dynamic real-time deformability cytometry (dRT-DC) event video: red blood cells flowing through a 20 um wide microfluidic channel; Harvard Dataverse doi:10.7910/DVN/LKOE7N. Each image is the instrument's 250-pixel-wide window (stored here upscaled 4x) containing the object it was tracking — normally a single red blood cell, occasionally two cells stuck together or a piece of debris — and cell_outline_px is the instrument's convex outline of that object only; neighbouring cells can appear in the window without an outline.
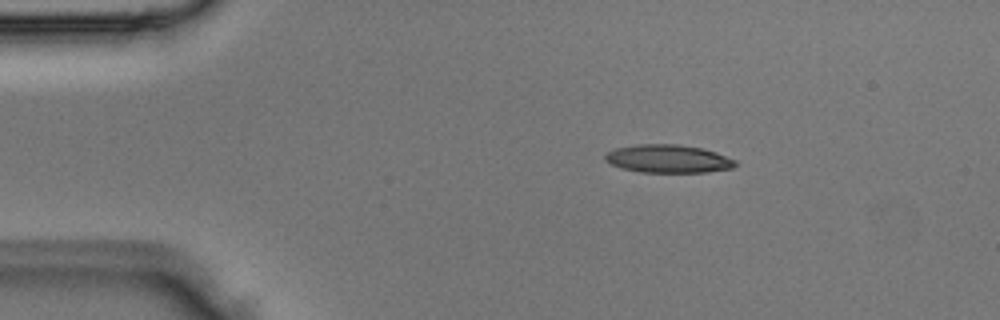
{"species": "Egyptian fruit bat (a non-hibernating species)", "species_latin": "Rousettus aegyptiacus", "temperature_condition": "room temperature", "stored_images_in_passage": 3, "segment_of_instrument_passage": [1, 2], "camera_frame_rate_fps": 3000, "um_per_image_px": 0.085, "animal": {"sex": "male"}, "frame": {"image": 1, "passage_image": 1, "time_ms": 0.0, "image_size_px": [1000, 320], "cell_outline_px": [[736, 164], [732, 168], [708, 172], [640, 172], [620, 168], [604, 160], [604, 156], [608, 152], [616, 148], [636, 144], [676, 144], [700, 148], [716, 152], [736, 160]], "centroid_in_image_um": [56.78, 13.5], "position_along_channel_um": 28.2, "area_um2": 21.27}}